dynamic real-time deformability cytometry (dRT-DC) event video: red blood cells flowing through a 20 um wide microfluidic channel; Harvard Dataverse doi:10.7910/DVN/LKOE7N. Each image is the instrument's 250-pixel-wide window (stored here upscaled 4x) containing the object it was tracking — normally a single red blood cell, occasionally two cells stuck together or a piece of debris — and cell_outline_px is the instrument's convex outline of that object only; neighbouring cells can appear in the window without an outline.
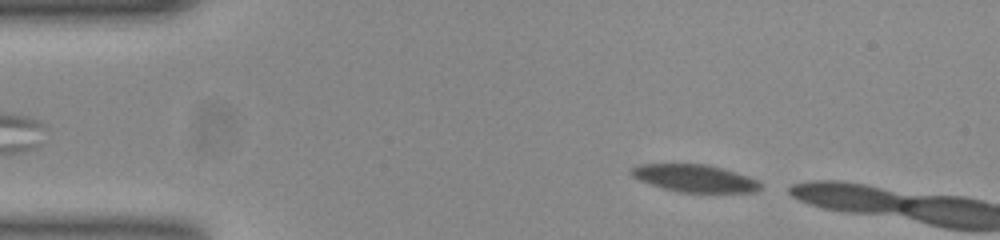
{"species": "common noctule bat (a hibernating species)", "species_latin": "Nyctalus noctula", "temperature_condition": "room temperature", "stored_images_in_passage": 4, "camera_frame_rate_fps": 3000, "um_per_image_px": 0.085, "animal": {"sex": "female", "body_mass_g": 23.0, "forearm_length_mm": 53.4}, "frame": {"image": 1, "passage_image": 2, "time_ms": 0.333, "image_size_px": [1000, 240], "cell_outline_px": [[760, 188], [748, 192], [688, 192], [656, 184], [644, 180], [636, 176], [632, 172], [632, 168], [648, 164], [704, 164], [720, 168], [744, 176], [760, 184]], "centroid_in_image_um": [59.1, 15.14], "position_along_channel_um": 25.9, "area_um2": 18.9}}